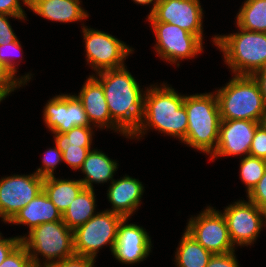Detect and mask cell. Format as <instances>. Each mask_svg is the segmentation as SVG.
<instances>
[{
  "instance_id": "obj_26",
  "label": "cell",
  "mask_w": 266,
  "mask_h": 267,
  "mask_svg": "<svg viewBox=\"0 0 266 267\" xmlns=\"http://www.w3.org/2000/svg\"><path fill=\"white\" fill-rule=\"evenodd\" d=\"M236 24L248 31L266 33V0H246L237 13Z\"/></svg>"
},
{
  "instance_id": "obj_3",
  "label": "cell",
  "mask_w": 266,
  "mask_h": 267,
  "mask_svg": "<svg viewBox=\"0 0 266 267\" xmlns=\"http://www.w3.org/2000/svg\"><path fill=\"white\" fill-rule=\"evenodd\" d=\"M184 106L188 127L182 142L211 156L216 149L221 123L216 94L184 95Z\"/></svg>"
},
{
  "instance_id": "obj_32",
  "label": "cell",
  "mask_w": 266,
  "mask_h": 267,
  "mask_svg": "<svg viewBox=\"0 0 266 267\" xmlns=\"http://www.w3.org/2000/svg\"><path fill=\"white\" fill-rule=\"evenodd\" d=\"M21 48L22 47H21V44H20L18 39L15 42L5 44V45H0V63L5 65L15 75H16L18 67H16L15 62H13L14 61L13 58L15 56H12L11 54L14 55V53H16V52H17L16 54H18V51L21 52ZM10 51L11 52L14 51V53H11ZM10 56H12V57H10ZM20 56L22 57V55H20Z\"/></svg>"
},
{
  "instance_id": "obj_27",
  "label": "cell",
  "mask_w": 266,
  "mask_h": 267,
  "mask_svg": "<svg viewBox=\"0 0 266 267\" xmlns=\"http://www.w3.org/2000/svg\"><path fill=\"white\" fill-rule=\"evenodd\" d=\"M240 178L247 187V195L256 186L266 170V160L253 156H244L240 161Z\"/></svg>"
},
{
  "instance_id": "obj_38",
  "label": "cell",
  "mask_w": 266,
  "mask_h": 267,
  "mask_svg": "<svg viewBox=\"0 0 266 267\" xmlns=\"http://www.w3.org/2000/svg\"><path fill=\"white\" fill-rule=\"evenodd\" d=\"M21 236L4 238L0 234V264L21 243Z\"/></svg>"
},
{
  "instance_id": "obj_12",
  "label": "cell",
  "mask_w": 266,
  "mask_h": 267,
  "mask_svg": "<svg viewBox=\"0 0 266 267\" xmlns=\"http://www.w3.org/2000/svg\"><path fill=\"white\" fill-rule=\"evenodd\" d=\"M226 219L230 240L234 247L248 246L256 241L264 225L265 213L253 202L239 200L226 207L222 213Z\"/></svg>"
},
{
  "instance_id": "obj_21",
  "label": "cell",
  "mask_w": 266,
  "mask_h": 267,
  "mask_svg": "<svg viewBox=\"0 0 266 267\" xmlns=\"http://www.w3.org/2000/svg\"><path fill=\"white\" fill-rule=\"evenodd\" d=\"M80 0H39L29 9L51 21L68 23L85 20L87 11L80 6Z\"/></svg>"
},
{
  "instance_id": "obj_15",
  "label": "cell",
  "mask_w": 266,
  "mask_h": 267,
  "mask_svg": "<svg viewBox=\"0 0 266 267\" xmlns=\"http://www.w3.org/2000/svg\"><path fill=\"white\" fill-rule=\"evenodd\" d=\"M260 122L250 120H221L218 142L212 161L224 156L249 155L252 139Z\"/></svg>"
},
{
  "instance_id": "obj_11",
  "label": "cell",
  "mask_w": 266,
  "mask_h": 267,
  "mask_svg": "<svg viewBox=\"0 0 266 267\" xmlns=\"http://www.w3.org/2000/svg\"><path fill=\"white\" fill-rule=\"evenodd\" d=\"M44 178L35 172L0 179V217L9 223L42 190Z\"/></svg>"
},
{
  "instance_id": "obj_7",
  "label": "cell",
  "mask_w": 266,
  "mask_h": 267,
  "mask_svg": "<svg viewBox=\"0 0 266 267\" xmlns=\"http://www.w3.org/2000/svg\"><path fill=\"white\" fill-rule=\"evenodd\" d=\"M124 219L121 215L104 210L73 231L75 255L96 258L99 250L110 245L113 253L118 227Z\"/></svg>"
},
{
  "instance_id": "obj_20",
  "label": "cell",
  "mask_w": 266,
  "mask_h": 267,
  "mask_svg": "<svg viewBox=\"0 0 266 267\" xmlns=\"http://www.w3.org/2000/svg\"><path fill=\"white\" fill-rule=\"evenodd\" d=\"M62 220V213L42 190L30 203L22 208L9 222L29 226V231L47 222Z\"/></svg>"
},
{
  "instance_id": "obj_31",
  "label": "cell",
  "mask_w": 266,
  "mask_h": 267,
  "mask_svg": "<svg viewBox=\"0 0 266 267\" xmlns=\"http://www.w3.org/2000/svg\"><path fill=\"white\" fill-rule=\"evenodd\" d=\"M249 155L266 160V128L262 123L256 128Z\"/></svg>"
},
{
  "instance_id": "obj_9",
  "label": "cell",
  "mask_w": 266,
  "mask_h": 267,
  "mask_svg": "<svg viewBox=\"0 0 266 267\" xmlns=\"http://www.w3.org/2000/svg\"><path fill=\"white\" fill-rule=\"evenodd\" d=\"M187 224L186 231L191 237L213 255L235 251L222 212L208 206L197 217H191Z\"/></svg>"
},
{
  "instance_id": "obj_36",
  "label": "cell",
  "mask_w": 266,
  "mask_h": 267,
  "mask_svg": "<svg viewBox=\"0 0 266 267\" xmlns=\"http://www.w3.org/2000/svg\"><path fill=\"white\" fill-rule=\"evenodd\" d=\"M206 267H239L235 251L227 254H214Z\"/></svg>"
},
{
  "instance_id": "obj_42",
  "label": "cell",
  "mask_w": 266,
  "mask_h": 267,
  "mask_svg": "<svg viewBox=\"0 0 266 267\" xmlns=\"http://www.w3.org/2000/svg\"><path fill=\"white\" fill-rule=\"evenodd\" d=\"M261 123H262V124L265 126V128H266V113H265V115H264V117H263Z\"/></svg>"
},
{
  "instance_id": "obj_33",
  "label": "cell",
  "mask_w": 266,
  "mask_h": 267,
  "mask_svg": "<svg viewBox=\"0 0 266 267\" xmlns=\"http://www.w3.org/2000/svg\"><path fill=\"white\" fill-rule=\"evenodd\" d=\"M247 197L249 201L256 204L264 213H266V170L262 178Z\"/></svg>"
},
{
  "instance_id": "obj_13",
  "label": "cell",
  "mask_w": 266,
  "mask_h": 267,
  "mask_svg": "<svg viewBox=\"0 0 266 267\" xmlns=\"http://www.w3.org/2000/svg\"><path fill=\"white\" fill-rule=\"evenodd\" d=\"M203 14L200 0H166L157 2L154 11L147 18L149 22L176 25L203 42Z\"/></svg>"
},
{
  "instance_id": "obj_10",
  "label": "cell",
  "mask_w": 266,
  "mask_h": 267,
  "mask_svg": "<svg viewBox=\"0 0 266 267\" xmlns=\"http://www.w3.org/2000/svg\"><path fill=\"white\" fill-rule=\"evenodd\" d=\"M156 36L157 54L170 64L181 59H190L203 51V42L194 34L163 22H150Z\"/></svg>"
},
{
  "instance_id": "obj_37",
  "label": "cell",
  "mask_w": 266,
  "mask_h": 267,
  "mask_svg": "<svg viewBox=\"0 0 266 267\" xmlns=\"http://www.w3.org/2000/svg\"><path fill=\"white\" fill-rule=\"evenodd\" d=\"M21 1L25 3V0ZM0 13L10 16L26 17L20 0H0Z\"/></svg>"
},
{
  "instance_id": "obj_29",
  "label": "cell",
  "mask_w": 266,
  "mask_h": 267,
  "mask_svg": "<svg viewBox=\"0 0 266 267\" xmlns=\"http://www.w3.org/2000/svg\"><path fill=\"white\" fill-rule=\"evenodd\" d=\"M63 161L61 150L55 145L53 149L49 148L43 157V167L36 170V174L42 178L54 176V170L57 165Z\"/></svg>"
},
{
  "instance_id": "obj_6",
  "label": "cell",
  "mask_w": 266,
  "mask_h": 267,
  "mask_svg": "<svg viewBox=\"0 0 266 267\" xmlns=\"http://www.w3.org/2000/svg\"><path fill=\"white\" fill-rule=\"evenodd\" d=\"M35 267L60 261L75 255L73 231L62 221L43 223L21 239ZM45 262L41 265L38 255Z\"/></svg>"
},
{
  "instance_id": "obj_22",
  "label": "cell",
  "mask_w": 266,
  "mask_h": 267,
  "mask_svg": "<svg viewBox=\"0 0 266 267\" xmlns=\"http://www.w3.org/2000/svg\"><path fill=\"white\" fill-rule=\"evenodd\" d=\"M118 163L109 158L102 151L90 150L81 167L84 178L79 179L85 188L93 189V183H105L114 180L113 176L118 169Z\"/></svg>"
},
{
  "instance_id": "obj_34",
  "label": "cell",
  "mask_w": 266,
  "mask_h": 267,
  "mask_svg": "<svg viewBox=\"0 0 266 267\" xmlns=\"http://www.w3.org/2000/svg\"><path fill=\"white\" fill-rule=\"evenodd\" d=\"M95 259L88 256L73 255L69 258L49 263L43 267H94Z\"/></svg>"
},
{
  "instance_id": "obj_30",
  "label": "cell",
  "mask_w": 266,
  "mask_h": 267,
  "mask_svg": "<svg viewBox=\"0 0 266 267\" xmlns=\"http://www.w3.org/2000/svg\"><path fill=\"white\" fill-rule=\"evenodd\" d=\"M0 267H34L25 246L20 243L0 264Z\"/></svg>"
},
{
  "instance_id": "obj_17",
  "label": "cell",
  "mask_w": 266,
  "mask_h": 267,
  "mask_svg": "<svg viewBox=\"0 0 266 267\" xmlns=\"http://www.w3.org/2000/svg\"><path fill=\"white\" fill-rule=\"evenodd\" d=\"M77 98L82 102L83 108L86 112L89 122L94 125L93 127L110 128L115 130L123 136L127 135L112 121L107 106L106 98L101 83L90 75L86 80Z\"/></svg>"
},
{
  "instance_id": "obj_23",
  "label": "cell",
  "mask_w": 266,
  "mask_h": 267,
  "mask_svg": "<svg viewBox=\"0 0 266 267\" xmlns=\"http://www.w3.org/2000/svg\"><path fill=\"white\" fill-rule=\"evenodd\" d=\"M84 188L80 180L57 179L51 176L43 181V191L61 213Z\"/></svg>"
},
{
  "instance_id": "obj_19",
  "label": "cell",
  "mask_w": 266,
  "mask_h": 267,
  "mask_svg": "<svg viewBox=\"0 0 266 267\" xmlns=\"http://www.w3.org/2000/svg\"><path fill=\"white\" fill-rule=\"evenodd\" d=\"M144 192L142 182L130 176L113 180L107 190L108 201L112 208L109 211L129 218L140 206Z\"/></svg>"
},
{
  "instance_id": "obj_39",
  "label": "cell",
  "mask_w": 266,
  "mask_h": 267,
  "mask_svg": "<svg viewBox=\"0 0 266 267\" xmlns=\"http://www.w3.org/2000/svg\"><path fill=\"white\" fill-rule=\"evenodd\" d=\"M252 76L257 81L266 104V67L256 71Z\"/></svg>"
},
{
  "instance_id": "obj_16",
  "label": "cell",
  "mask_w": 266,
  "mask_h": 267,
  "mask_svg": "<svg viewBox=\"0 0 266 267\" xmlns=\"http://www.w3.org/2000/svg\"><path fill=\"white\" fill-rule=\"evenodd\" d=\"M127 221L128 218H124L119 224L112 254L121 263L135 264L149 256L152 242L144 228L137 224H128Z\"/></svg>"
},
{
  "instance_id": "obj_43",
  "label": "cell",
  "mask_w": 266,
  "mask_h": 267,
  "mask_svg": "<svg viewBox=\"0 0 266 267\" xmlns=\"http://www.w3.org/2000/svg\"><path fill=\"white\" fill-rule=\"evenodd\" d=\"M264 226H266V213H265V216H264Z\"/></svg>"
},
{
  "instance_id": "obj_18",
  "label": "cell",
  "mask_w": 266,
  "mask_h": 267,
  "mask_svg": "<svg viewBox=\"0 0 266 267\" xmlns=\"http://www.w3.org/2000/svg\"><path fill=\"white\" fill-rule=\"evenodd\" d=\"M92 126H75L66 133H53L55 145L61 150L63 162L73 170L81 169L91 150Z\"/></svg>"
},
{
  "instance_id": "obj_4",
  "label": "cell",
  "mask_w": 266,
  "mask_h": 267,
  "mask_svg": "<svg viewBox=\"0 0 266 267\" xmlns=\"http://www.w3.org/2000/svg\"><path fill=\"white\" fill-rule=\"evenodd\" d=\"M221 120L262 122L266 104L257 81L250 75H233L221 89L215 91Z\"/></svg>"
},
{
  "instance_id": "obj_14",
  "label": "cell",
  "mask_w": 266,
  "mask_h": 267,
  "mask_svg": "<svg viewBox=\"0 0 266 267\" xmlns=\"http://www.w3.org/2000/svg\"><path fill=\"white\" fill-rule=\"evenodd\" d=\"M43 117L51 133H66L75 126H91L76 94L52 97L44 107Z\"/></svg>"
},
{
  "instance_id": "obj_2",
  "label": "cell",
  "mask_w": 266,
  "mask_h": 267,
  "mask_svg": "<svg viewBox=\"0 0 266 267\" xmlns=\"http://www.w3.org/2000/svg\"><path fill=\"white\" fill-rule=\"evenodd\" d=\"M187 127L188 116L184 106V95L178 94L164 83L161 87L151 85L145 90L141 122L129 138L139 139L146 130L153 128L183 141L186 138Z\"/></svg>"
},
{
  "instance_id": "obj_40",
  "label": "cell",
  "mask_w": 266,
  "mask_h": 267,
  "mask_svg": "<svg viewBox=\"0 0 266 267\" xmlns=\"http://www.w3.org/2000/svg\"><path fill=\"white\" fill-rule=\"evenodd\" d=\"M134 2H136L137 4H140V5H149V4H152L153 7L150 11V13L148 15H150L154 9H155V6L157 4V0H133Z\"/></svg>"
},
{
  "instance_id": "obj_24",
  "label": "cell",
  "mask_w": 266,
  "mask_h": 267,
  "mask_svg": "<svg viewBox=\"0 0 266 267\" xmlns=\"http://www.w3.org/2000/svg\"><path fill=\"white\" fill-rule=\"evenodd\" d=\"M95 197L94 189L84 188L62 213V221L70 230L74 231L95 215Z\"/></svg>"
},
{
  "instance_id": "obj_25",
  "label": "cell",
  "mask_w": 266,
  "mask_h": 267,
  "mask_svg": "<svg viewBox=\"0 0 266 267\" xmlns=\"http://www.w3.org/2000/svg\"><path fill=\"white\" fill-rule=\"evenodd\" d=\"M212 255L185 230L174 261L177 267H206Z\"/></svg>"
},
{
  "instance_id": "obj_5",
  "label": "cell",
  "mask_w": 266,
  "mask_h": 267,
  "mask_svg": "<svg viewBox=\"0 0 266 267\" xmlns=\"http://www.w3.org/2000/svg\"><path fill=\"white\" fill-rule=\"evenodd\" d=\"M215 35L214 44L221 50L225 63L235 75H250L266 67V33L248 31Z\"/></svg>"
},
{
  "instance_id": "obj_41",
  "label": "cell",
  "mask_w": 266,
  "mask_h": 267,
  "mask_svg": "<svg viewBox=\"0 0 266 267\" xmlns=\"http://www.w3.org/2000/svg\"><path fill=\"white\" fill-rule=\"evenodd\" d=\"M37 1L39 0H25L24 5L28 6L27 8H30Z\"/></svg>"
},
{
  "instance_id": "obj_28",
  "label": "cell",
  "mask_w": 266,
  "mask_h": 267,
  "mask_svg": "<svg viewBox=\"0 0 266 267\" xmlns=\"http://www.w3.org/2000/svg\"><path fill=\"white\" fill-rule=\"evenodd\" d=\"M31 73L16 77L5 65L0 63V101L5 100L16 88L24 86L31 79Z\"/></svg>"
},
{
  "instance_id": "obj_8",
  "label": "cell",
  "mask_w": 266,
  "mask_h": 267,
  "mask_svg": "<svg viewBox=\"0 0 266 267\" xmlns=\"http://www.w3.org/2000/svg\"><path fill=\"white\" fill-rule=\"evenodd\" d=\"M86 60L95 73L124 67V60L133 48L111 34L82 26Z\"/></svg>"
},
{
  "instance_id": "obj_35",
  "label": "cell",
  "mask_w": 266,
  "mask_h": 267,
  "mask_svg": "<svg viewBox=\"0 0 266 267\" xmlns=\"http://www.w3.org/2000/svg\"><path fill=\"white\" fill-rule=\"evenodd\" d=\"M15 18L24 20L26 17L10 16L0 13V45L9 44L17 40V36L14 33L12 26L8 18Z\"/></svg>"
},
{
  "instance_id": "obj_1",
  "label": "cell",
  "mask_w": 266,
  "mask_h": 267,
  "mask_svg": "<svg viewBox=\"0 0 266 267\" xmlns=\"http://www.w3.org/2000/svg\"><path fill=\"white\" fill-rule=\"evenodd\" d=\"M125 67L105 70L94 77L103 87L112 121L129 138L141 122L145 91L142 93L139 83Z\"/></svg>"
}]
</instances>
